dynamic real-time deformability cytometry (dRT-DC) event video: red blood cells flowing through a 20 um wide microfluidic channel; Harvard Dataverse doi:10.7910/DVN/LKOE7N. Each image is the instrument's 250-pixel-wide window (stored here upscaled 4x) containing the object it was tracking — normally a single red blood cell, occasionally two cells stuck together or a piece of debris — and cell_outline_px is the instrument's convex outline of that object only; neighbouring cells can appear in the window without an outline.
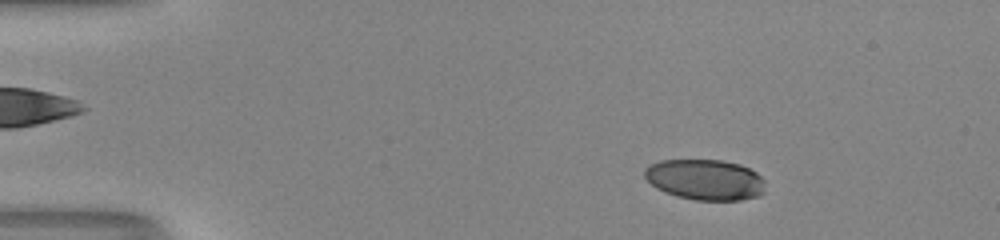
{"species": "human", "species_latin": "Homo sapiens", "temperature_condition": "room temperature", "stored_images_in_passage": 51, "camera_frame_rate_fps": 3000, "um_per_image_px": 0.085, "donor": {"sex": "male"}, "frame": {"image": 1, "passage_image": 7, "time_ms": 2.0, "image_size_px": [1000, 240], "cell_outline_px": [[764, 192], [760, 196], [740, 200], [696, 200], [676, 196], [664, 192], [656, 188], [644, 176], [644, 168], [648, 164], [660, 160], [724, 160], [740, 164], [756, 172], [764, 180]], "centroid_in_image_um": [59.92, 15.27], "position_along_channel_um": 25.1, "area_um2": 28.84}}
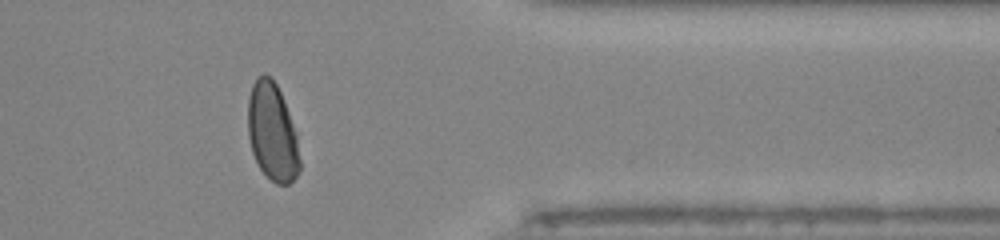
{"frame": {"image": 2, "passage_image": 42, "time_ms": 13.667, "image_size_px": [1000, 240], "cell_outline_px": [[300, 172], [288, 184], [276, 184], [260, 168], [252, 152], [248, 136], [248, 96], [252, 84], [256, 76], [264, 72], [276, 84], [280, 92], [288, 112], [296, 136], [300, 160]], "centroid_in_image_um": [23.12, 11.21], "position_along_channel_um": 388.3, "area_um2": 29.3}}
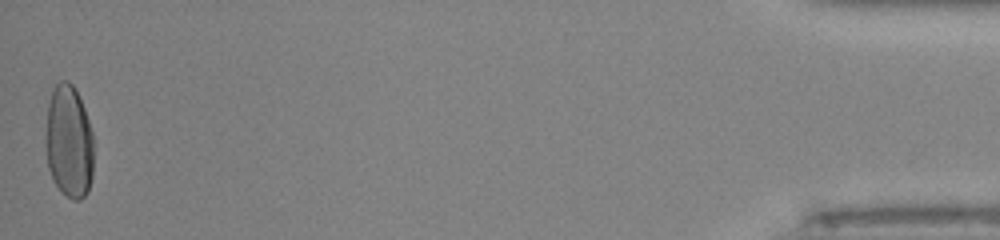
{"frame": {"image": 3, "passage_image": 51, "time_ms": 16.667, "image_size_px": [1000, 240], "cell_outline_px": [[92, 176], [88, 192], [80, 200], [72, 200], [60, 192], [52, 180], [48, 168], [48, 104], [52, 92], [56, 84], [60, 80], [68, 80], [72, 84], [84, 108], [92, 132]], "centroid_in_image_um": [5.88, 12.1], "position_along_channel_um": 429.3, "area_um2": 30.98}, "authors_computed_cell_mechanics": {"area_um2": 30.6918, "velocity_mm_per_s": 4.02, "shape_relaxation_time_tau1_ms": 4.9849, "shape_relaxation_time_tau2_ms": null, "deformation_change_tau1": 0.1766, "deformation_change_tau2": null}}